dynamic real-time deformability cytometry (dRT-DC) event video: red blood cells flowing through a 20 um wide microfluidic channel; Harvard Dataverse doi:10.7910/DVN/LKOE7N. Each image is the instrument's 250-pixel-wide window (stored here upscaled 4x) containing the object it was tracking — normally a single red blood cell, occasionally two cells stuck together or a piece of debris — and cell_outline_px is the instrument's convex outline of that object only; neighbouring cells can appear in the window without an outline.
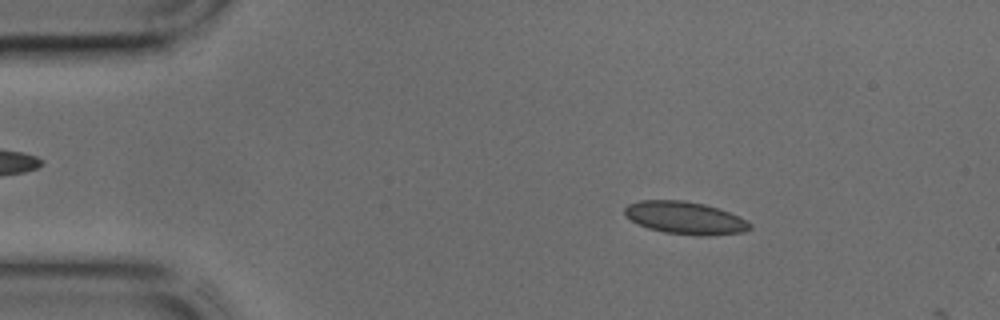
{"species": "common noctule bat (a hibernating species)", "species_latin": "Nyctalus noctula", "temperature_condition": "cold", "stored_images_in_passage": 8, "camera_frame_rate_fps": 3000, "um_per_image_px": 0.085, "animal": {"sex": "male", "body_mass_g": 17.9, "forearm_length_mm": 54.2}, "frame": {"image": 1, "passage_image": 6, "time_ms": 1.667, "image_size_px": [1000, 320], "cell_outline_px": [[752, 228], [744, 232], [708, 236], [696, 236], [664, 232], [648, 228], [624, 216], [624, 208], [628, 204], [640, 200], [684, 200], [704, 204], [720, 208], [748, 220], [752, 224]], "centroid_in_image_um": [58.27, 18.52], "position_along_channel_um": 26.7, "area_um2": 24.04}}